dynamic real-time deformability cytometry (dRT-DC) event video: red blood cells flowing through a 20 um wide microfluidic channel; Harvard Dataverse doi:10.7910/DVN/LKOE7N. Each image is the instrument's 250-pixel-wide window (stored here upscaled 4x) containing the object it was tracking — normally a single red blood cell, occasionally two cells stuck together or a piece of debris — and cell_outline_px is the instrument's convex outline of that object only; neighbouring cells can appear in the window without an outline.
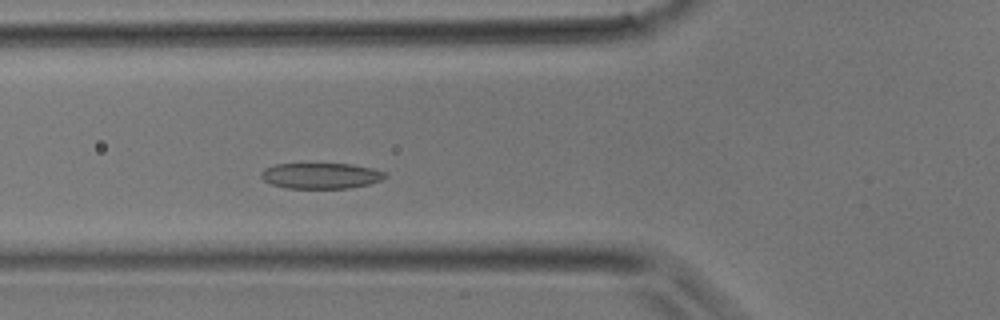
{"species": "common noctule bat (a hibernating species)", "species_latin": "Nyctalus noctula", "temperature_condition": "room temperature", "stored_images_in_passage": 33, "camera_frame_rate_fps": 3000, "um_per_image_px": 0.085, "animal": {"sex": "male", "body_mass_g": 17.9}, "frame": {"image": 1, "passage_image": 9, "time_ms": 2.667, "image_size_px": [1000, 320], "cell_outline_px": [[388, 176], [380, 180], [368, 184], [348, 188], [284, 188], [272, 184], [264, 180], [260, 176], [260, 172], [264, 168], [276, 164], [352, 164], [372, 168], [388, 172]], "centroid_in_image_um": [27.28, 14.93], "position_along_channel_um": 98.5, "area_um2": 18.67}}
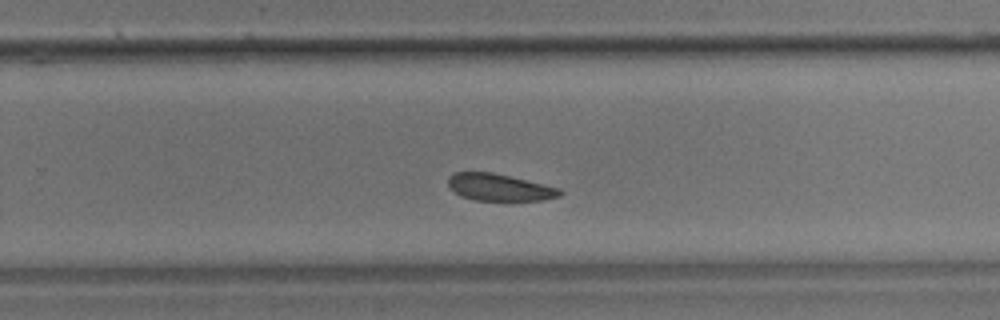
{"frame": {"image": 2, "passage_image": 20, "time_ms": 6.333, "image_size_px": [1000, 320], "cell_outline_px": [[564, 192], [560, 196], [544, 200], [472, 200], [460, 196], [448, 184], [448, 176], [452, 172], [492, 172], [560, 188]], "centroid_in_image_um": [42.44, 15.92], "position_along_channel_um": 287.4, "area_um2": 17.51}}
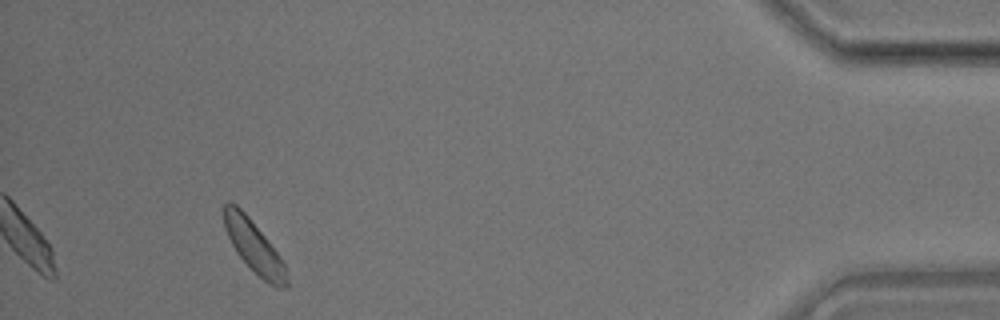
{"frame": {"image": 3, "passage_image": 31, "time_ms": 10.0, "image_size_px": [1000, 320], "cell_outline_px": [[288, 288], [276, 288], [268, 284], [236, 252], [224, 228], [224, 204], [236, 204], [248, 216], [264, 236], [276, 252], [284, 264], [288, 280]], "centroid_in_image_um": [21.6, 20.99], "position_along_channel_um": 413.6, "area_um2": 18.32}}